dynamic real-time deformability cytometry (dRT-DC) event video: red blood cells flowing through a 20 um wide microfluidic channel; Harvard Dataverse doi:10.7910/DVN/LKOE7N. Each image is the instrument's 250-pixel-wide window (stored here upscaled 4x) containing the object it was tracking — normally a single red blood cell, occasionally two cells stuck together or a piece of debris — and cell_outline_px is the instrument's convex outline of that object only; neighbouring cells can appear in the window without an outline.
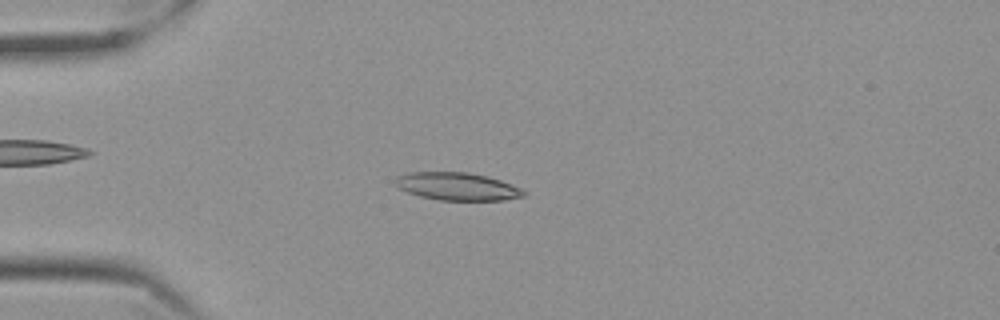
{"species": "Egyptian fruit bat (a non-hibernating species)", "species_latin": "Rousettus aegyptiacus", "temperature_condition": "cold", "stored_images_in_passage": 56, "camera_frame_rate_fps": 3000, "um_per_image_px": 0.085, "frame": {"image": 1, "passage_image": 14, "time_ms": 4.333, "image_size_px": [1000, 320], "cell_outline_px": [[528, 192], [524, 196], [504, 200], [440, 200], [420, 196], [408, 192], [400, 188], [392, 180], [396, 176], [408, 172], [468, 172], [488, 176], [500, 180], [520, 188]], "centroid_in_image_um": [38.86, 15.84], "position_along_channel_um": 46.1, "area_um2": 20.81}}
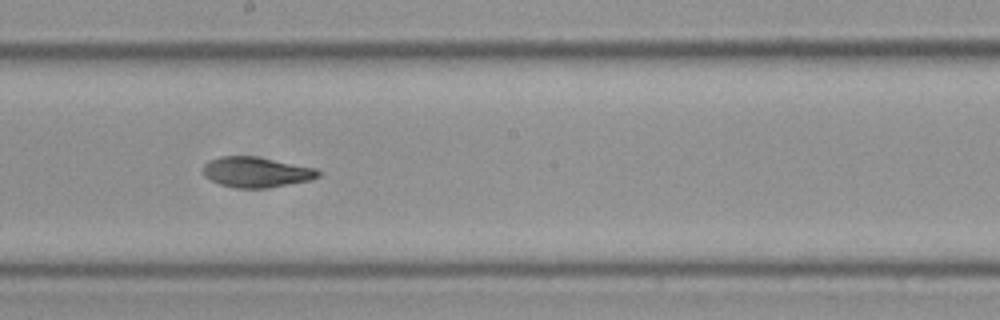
{"frame": {"image": 2, "passage_image": 31, "time_ms": 10.0, "image_size_px": [1000, 320], "cell_outline_px": [[320, 176], [312, 180], [264, 188], [236, 188], [220, 184], [208, 180], [204, 176], [204, 164], [208, 160], [220, 156], [256, 156], [316, 168], [320, 172]], "centroid_in_image_um": [21.77, 14.63], "position_along_channel_um": 226.4, "area_um2": 20.46}}
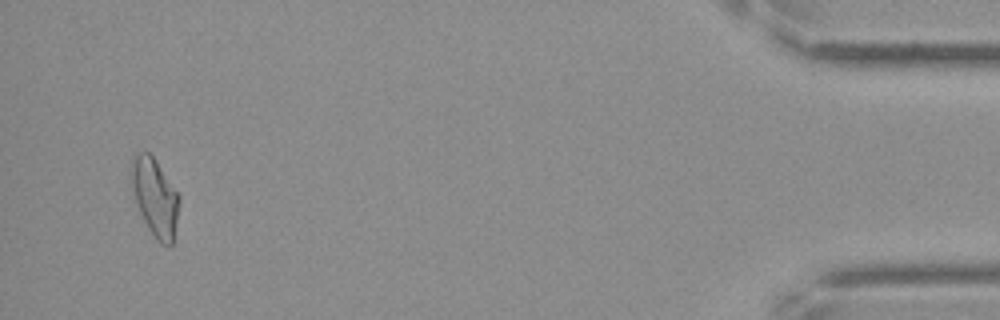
{"frame": {"image": 3, "passage_image": 54, "time_ms": 17.667, "image_size_px": [1000, 320], "cell_outline_px": [[180, 200], [172, 244], [160, 244], [156, 240], [148, 228], [140, 212], [132, 192], [132, 160], [140, 152], [148, 152], [152, 156], [180, 196]], "centroid_in_image_um": [13.18, 16.8], "position_along_channel_um": 422.0, "area_um2": 21.04}, "authors_computed_cell_mechanics": {"area_um2": 20.5479, "velocity_mm_per_s": 3.5326, "shape_relaxation_time_tau1_ms": null, "shape_relaxation_time_tau2_ms": 3.5925, "deformation_change_tau1": null, "deformation_change_tau2": 0.1075}}